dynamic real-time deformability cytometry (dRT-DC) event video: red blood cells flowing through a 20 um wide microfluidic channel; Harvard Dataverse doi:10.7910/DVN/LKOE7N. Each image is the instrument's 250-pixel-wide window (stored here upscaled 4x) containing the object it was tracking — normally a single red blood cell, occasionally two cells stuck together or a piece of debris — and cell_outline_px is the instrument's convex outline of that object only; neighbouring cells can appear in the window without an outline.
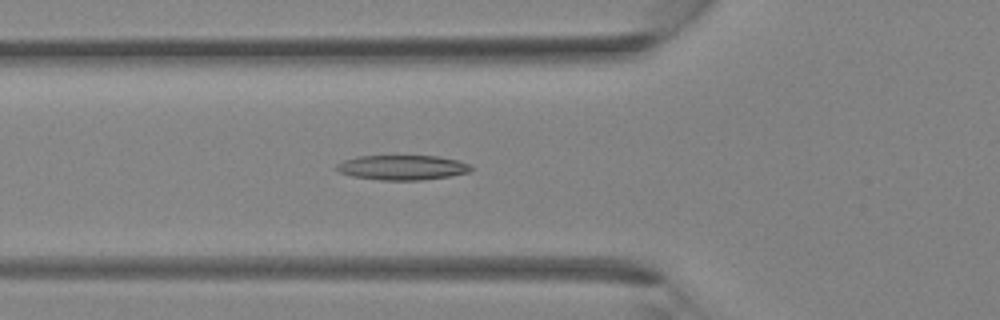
{"species": "Egyptian fruit bat (a non-hibernating species)", "species_latin": "Rousettus aegyptiacus", "temperature_condition": "room temperature", "stored_images_in_passage": 36, "segment_of_instrument_passage": [1, 2], "camera_frame_rate_fps": 3000, "um_per_image_px": 0.085, "animal": {"sex": "female"}, "frame": {"image": 1, "passage_image": 11, "time_ms": 3.333, "image_size_px": [1000, 320], "cell_outline_px": [[472, 168], [468, 172], [452, 176], [420, 180], [380, 180], [352, 176], [340, 172], [336, 168], [336, 164], [344, 160], [360, 156], [440, 156], [456, 160], [468, 164]], "centroid_in_image_um": [34.19, 14.24], "position_along_channel_um": 91.6, "area_um2": 19.31}}
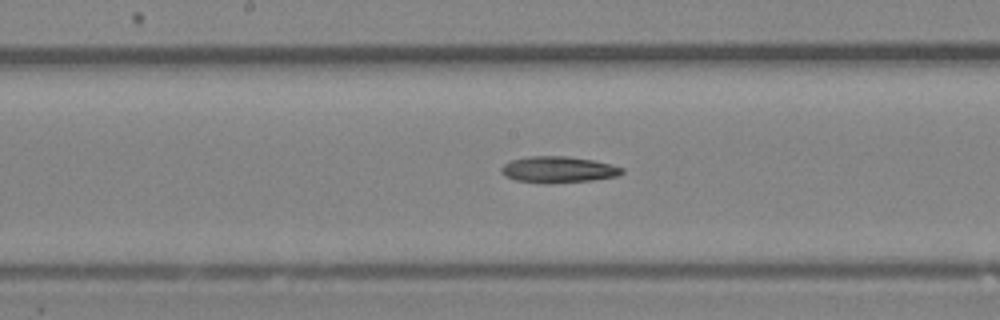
{"frame": {"image": 2, "passage_image": 17, "time_ms": 5.333, "image_size_px": [1000, 320], "cell_outline_px": [[624, 172], [616, 176], [592, 180], [552, 184], [544, 184], [516, 180], [504, 176], [500, 172], [500, 168], [504, 164], [512, 160], [528, 156], [564, 156], [592, 160], [612, 164], [624, 168]], "centroid_in_image_um": [47.43, 14.42], "position_along_channel_um": 200.8, "area_um2": 18.67}}
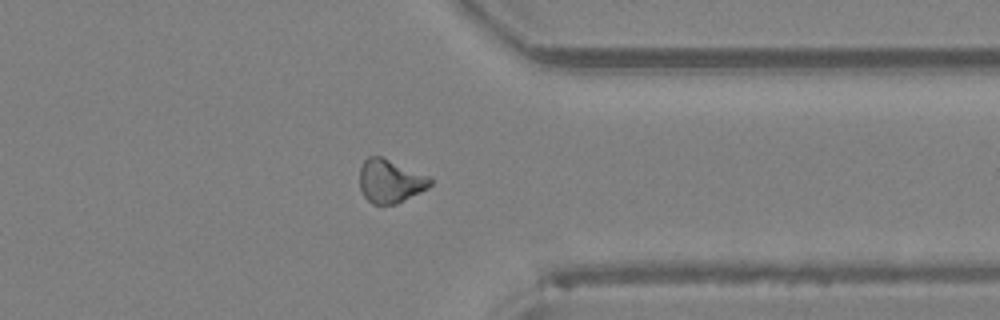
{"frame": {"image": 3, "passage_image": 27, "time_ms": 8.667, "image_size_px": [1000, 320], "cell_outline_px": [[432, 184], [428, 188], [396, 204], [372, 204], [364, 196], [360, 188], [360, 168], [364, 160], [368, 156], [380, 156], [428, 176], [432, 180]], "centroid_in_image_um": [33.15, 15.4], "position_along_channel_um": 378.3, "area_um2": 17.63}}